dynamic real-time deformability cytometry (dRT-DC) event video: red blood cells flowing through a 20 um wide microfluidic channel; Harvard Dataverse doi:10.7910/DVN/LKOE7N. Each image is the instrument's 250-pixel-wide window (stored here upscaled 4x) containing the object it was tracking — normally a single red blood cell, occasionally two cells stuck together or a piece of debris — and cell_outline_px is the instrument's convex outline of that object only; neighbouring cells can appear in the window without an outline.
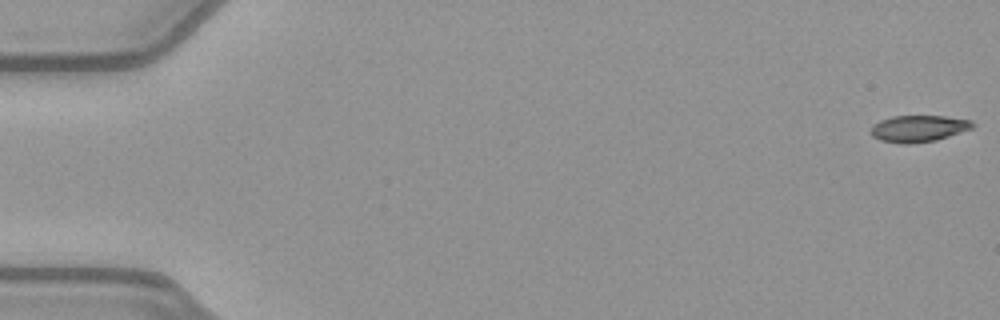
{"species": "common noctule bat (a hibernating species)", "species_latin": "Nyctalus noctula", "temperature_condition": "warm", "stored_images_in_passage": 52, "camera_frame_rate_fps": 3000, "um_per_image_px": 0.085, "animal": {"sex": "female", "body_mass_g": 21.9}, "frame": {"image": 1, "passage_image": 1, "time_ms": 0.0, "image_size_px": [1000, 320], "cell_outline_px": [[976, 124], [972, 128], [936, 140], [912, 144], [900, 144], [880, 140], [872, 136], [868, 132], [872, 124], [880, 120], [892, 116], [944, 116], [972, 120]], "centroid_in_image_um": [78.02, 10.93], "position_along_channel_um": 7.0, "area_um2": 16.01}}
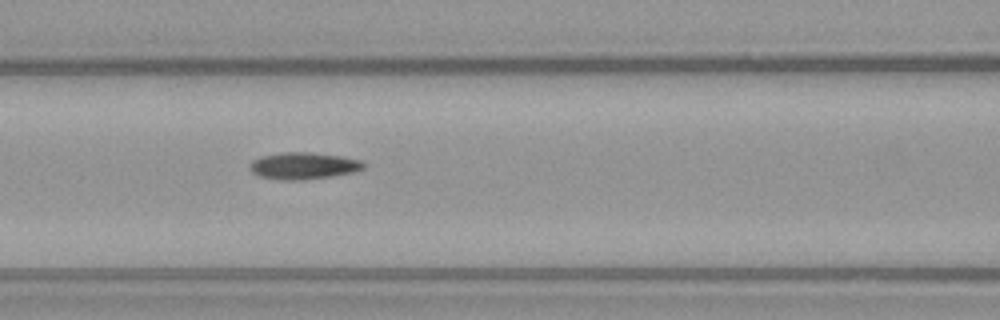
{"frame": {"image": 2, "passage_image": 23, "time_ms": 7.333, "image_size_px": [1000, 320], "cell_outline_px": [[368, 164], [364, 168], [352, 172], [332, 176], [304, 180], [280, 180], [260, 176], [252, 172], [248, 168], [252, 160], [260, 156], [284, 152], [308, 152], [340, 156], [364, 160]], "centroid_in_image_um": [25.81, 14.09], "position_along_channel_um": 140.8, "area_um2": 17.98}}
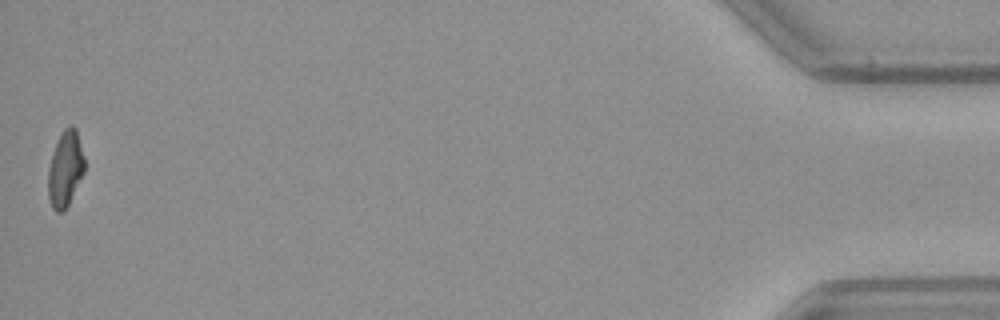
{"frame": {"image": 3, "passage_image": 52, "time_ms": 17.0, "image_size_px": [1000, 320], "cell_outline_px": [[84, 172], [64, 212], [56, 212], [52, 208], [48, 196], [48, 168], [56, 144], [64, 128], [68, 124], [72, 124], [76, 128], [84, 156]], "centroid_in_image_um": [5.55, 14.35], "position_along_channel_um": 429.7, "area_um2": 15.95}, "authors_computed_cell_mechanics": {"area_um2": 16.8487, "velocity_mm_per_s": 4.0044, "shape_relaxation_time_tau1_ms": null, "shape_relaxation_time_tau2_ms": 10.9379, "deformation_change_tau1": null, "deformation_change_tau2": 0.1803}}